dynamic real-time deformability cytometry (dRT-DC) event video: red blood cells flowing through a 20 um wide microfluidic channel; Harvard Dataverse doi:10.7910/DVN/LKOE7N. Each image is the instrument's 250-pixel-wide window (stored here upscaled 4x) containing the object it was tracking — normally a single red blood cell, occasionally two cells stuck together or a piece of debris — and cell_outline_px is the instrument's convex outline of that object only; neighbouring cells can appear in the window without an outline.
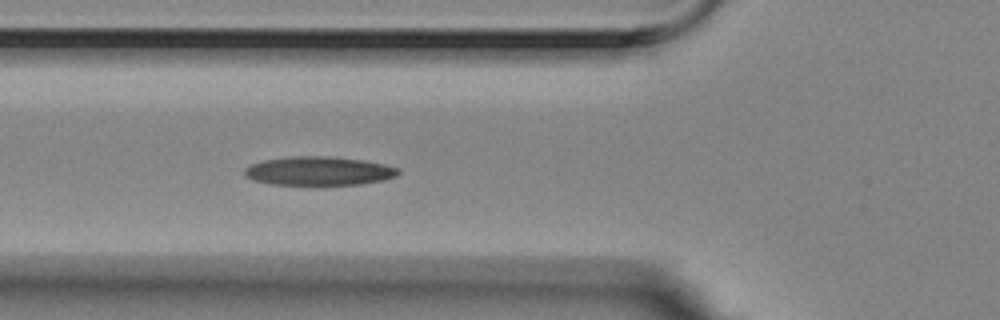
{"species": "Egyptian fruit bat (a non-hibernating species)", "species_latin": "Rousettus aegyptiacus", "temperature_condition": "room temperature", "stored_images_in_passage": 5, "camera_frame_rate_fps": 3000, "um_per_image_px": 0.085, "animal": {"sex": "female"}, "frame": {"image": 1, "passage_image": 5, "time_ms": 1.333, "image_size_px": [1000, 320], "cell_outline_px": [[400, 172], [396, 176], [384, 180], [360, 184], [272, 184], [252, 180], [244, 176], [244, 168], [252, 164], [264, 160], [288, 156], [328, 156], [360, 160], [384, 164], [400, 168]], "centroid_in_image_um": [27.09, 14.53], "position_along_channel_um": 98.7, "area_um2": 25.66}}